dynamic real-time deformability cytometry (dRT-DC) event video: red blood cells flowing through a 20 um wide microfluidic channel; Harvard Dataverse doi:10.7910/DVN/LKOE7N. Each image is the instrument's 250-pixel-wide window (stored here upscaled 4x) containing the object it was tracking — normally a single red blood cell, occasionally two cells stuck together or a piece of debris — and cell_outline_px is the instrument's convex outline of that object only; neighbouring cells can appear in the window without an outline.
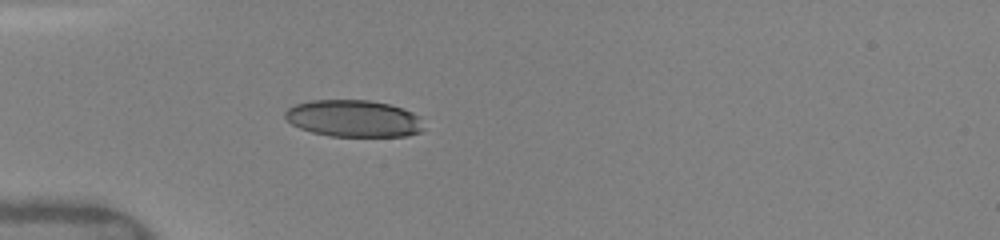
{"species": "human", "species_latin": "Homo sapiens", "temperature_condition": "warm", "stored_images_in_passage": 2, "camera_frame_rate_fps": 3000, "um_per_image_px": 0.085, "donor": {"sex": "female"}, "frame": {"image": 1, "passage_image": 2, "time_ms": 0.667, "image_size_px": [1000, 240], "cell_outline_px": [[424, 128], [420, 132], [408, 136], [332, 136], [312, 132], [300, 128], [292, 124], [284, 116], [284, 112], [288, 108], [296, 104], [312, 100], [368, 100], [388, 104], [412, 112], [420, 116]], "centroid_in_image_um": [30.07, 10.07], "position_along_channel_um": 54.9, "area_um2": 29.77}}